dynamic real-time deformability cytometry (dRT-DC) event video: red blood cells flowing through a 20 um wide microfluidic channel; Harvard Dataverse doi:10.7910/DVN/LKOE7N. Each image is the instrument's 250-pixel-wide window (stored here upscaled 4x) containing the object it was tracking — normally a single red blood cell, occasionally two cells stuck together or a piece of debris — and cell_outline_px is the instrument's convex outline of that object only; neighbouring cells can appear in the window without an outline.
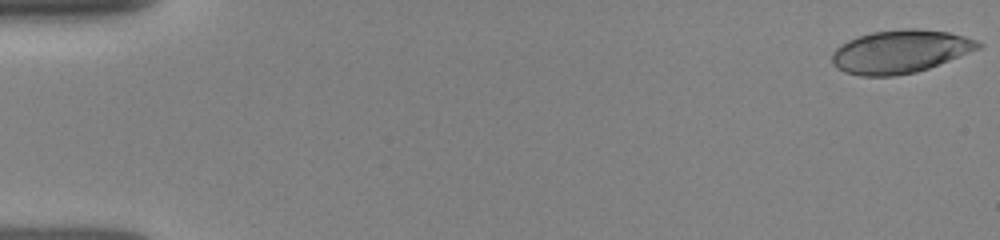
{"species": "human", "species_latin": "Homo sapiens", "temperature_condition": "room temperature", "stored_images_in_passage": 18, "camera_frame_rate_fps": 3000, "um_per_image_px": 0.085, "donor": {"sex": "female"}, "frame": {"image": 1, "passage_image": 1, "time_ms": 0.0, "image_size_px": [1000, 240], "cell_outline_px": [[984, 44], [980, 48], [928, 68], [916, 72], [892, 76], [860, 76], [844, 72], [836, 68], [832, 64], [832, 52], [840, 44], [848, 40], [872, 32], [904, 28], [916, 28], [948, 32], [964, 36], [976, 40]], "centroid_in_image_um": [76.48, 4.38], "position_along_channel_um": 8.5, "area_um2": 36.7}}
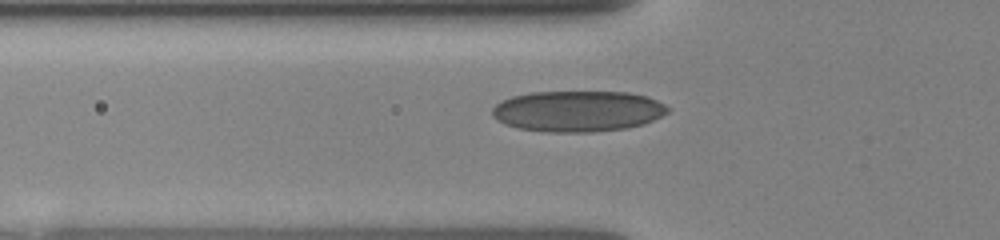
{"frame": {"image": 2, "passage_image": 13, "time_ms": 5.333, "image_size_px": [1000, 240], "cell_outline_px": [[668, 112], [644, 124], [628, 128], [592, 132], [548, 132], [520, 128], [504, 124], [496, 120], [492, 116], [492, 108], [496, 104], [512, 96], [532, 92], [628, 92], [644, 96], [656, 100], [664, 104], [668, 108]], "centroid_in_image_um": [49.09, 9.45], "position_along_channel_um": 76.7, "area_um2": 41.79}}
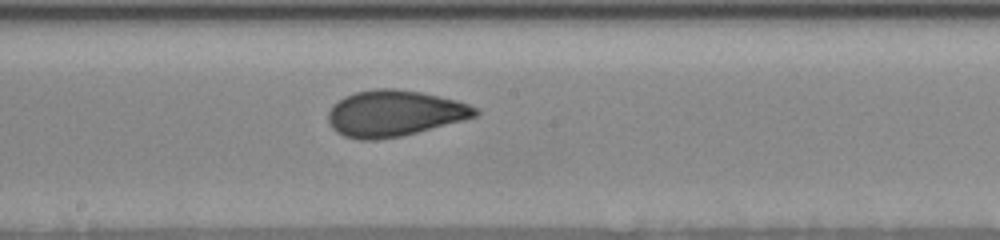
{"frame": {"image": 3, "passage_image": 18, "time_ms": 8.667, "image_size_px": [1000, 240], "cell_outline_px": [[480, 112], [476, 116], [464, 120], [400, 136], [376, 140], [360, 140], [344, 136], [336, 132], [332, 128], [328, 120], [328, 112], [332, 104], [344, 96], [356, 92], [376, 88], [396, 88], [420, 92], [456, 100], [480, 108]], "centroid_in_image_um": [33.5, 9.63], "position_along_channel_um": 214.7, "area_um2": 39.59}}